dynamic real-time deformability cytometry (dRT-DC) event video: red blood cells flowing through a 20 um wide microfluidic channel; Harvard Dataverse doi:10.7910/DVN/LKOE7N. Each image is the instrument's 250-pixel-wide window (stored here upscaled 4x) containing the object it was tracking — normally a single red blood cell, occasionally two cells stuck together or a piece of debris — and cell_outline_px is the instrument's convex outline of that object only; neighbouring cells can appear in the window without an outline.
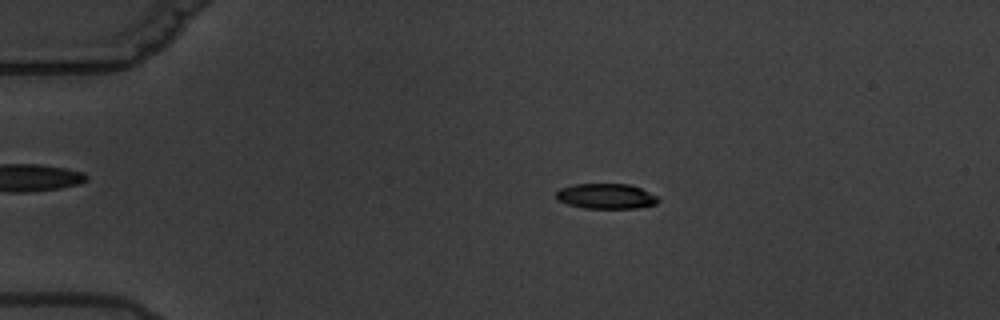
{"species": "common noctule bat (a hibernating species)", "species_latin": "Nyctalus noctula", "temperature_condition": "warm", "stored_images_in_passage": 6, "camera_frame_rate_fps": 3000, "um_per_image_px": 0.085, "animal": {"sex": "male", "body_mass_g": 19.5, "forearm_length_mm": 54.6}, "frame": {"image": 1, "passage_image": 3, "time_ms": 2.333, "image_size_px": [1000, 320], "cell_outline_px": [[660, 200], [656, 204], [636, 208], [584, 208], [568, 204], [556, 200], [556, 192], [560, 188], [572, 184], [628, 184], [640, 188], [656, 196]], "centroid_in_image_um": [51.48, 16.67], "position_along_channel_um": 33.5, "area_um2": 14.97}}